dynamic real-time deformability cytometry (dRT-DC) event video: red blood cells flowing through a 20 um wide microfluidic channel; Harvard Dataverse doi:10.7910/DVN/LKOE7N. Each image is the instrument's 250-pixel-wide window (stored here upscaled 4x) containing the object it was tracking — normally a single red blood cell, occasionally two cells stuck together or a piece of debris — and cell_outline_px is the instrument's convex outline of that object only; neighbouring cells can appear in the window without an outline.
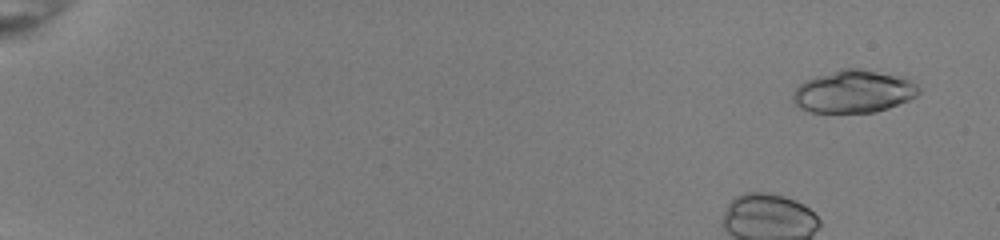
{"species": "common noctule bat (a hibernating species)", "species_latin": "Nyctalus noctula", "temperature_condition": "room temperature", "stored_images_in_passage": 25, "camera_frame_rate_fps": 3000, "um_per_image_px": 0.085, "animal": {"sex": "female", "body_mass_g": 22.0, "forearm_length_mm": 56.7}, "frame": {"image": 1, "passage_image": 4, "time_ms": 1.0, "image_size_px": [1000, 240], "cell_outline_px": [[920, 92], [916, 96], [908, 100], [888, 108], [872, 112], [812, 112], [800, 108], [792, 100], [792, 96], [796, 88], [804, 80], [840, 68], [860, 68], [896, 76], [908, 80], [916, 84], [920, 88]], "centroid_in_image_um": [72.52, 7.78], "position_along_channel_um": 12.5, "area_um2": 30.92}}
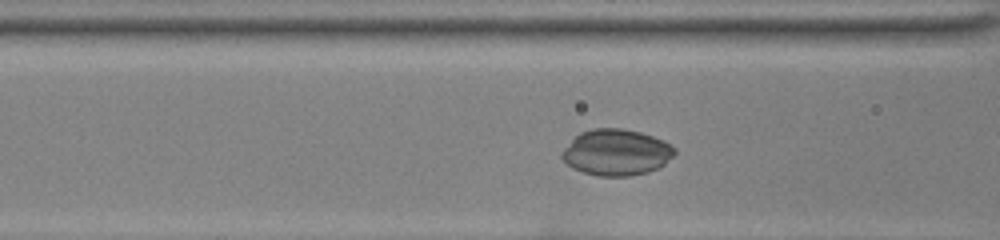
{"frame": {"image": 2, "passage_image": 22, "time_ms": 7.0, "image_size_px": [1000, 240], "cell_outline_px": [[676, 152], [660, 168], [648, 172], [628, 176], [596, 176], [572, 168], [560, 156], [560, 152], [580, 132], [592, 128], [624, 128], [640, 132], [664, 140], [672, 144], [676, 148]], "centroid_in_image_um": [52.4, 12.95], "position_along_channel_um": 114.2, "area_um2": 30.52}}